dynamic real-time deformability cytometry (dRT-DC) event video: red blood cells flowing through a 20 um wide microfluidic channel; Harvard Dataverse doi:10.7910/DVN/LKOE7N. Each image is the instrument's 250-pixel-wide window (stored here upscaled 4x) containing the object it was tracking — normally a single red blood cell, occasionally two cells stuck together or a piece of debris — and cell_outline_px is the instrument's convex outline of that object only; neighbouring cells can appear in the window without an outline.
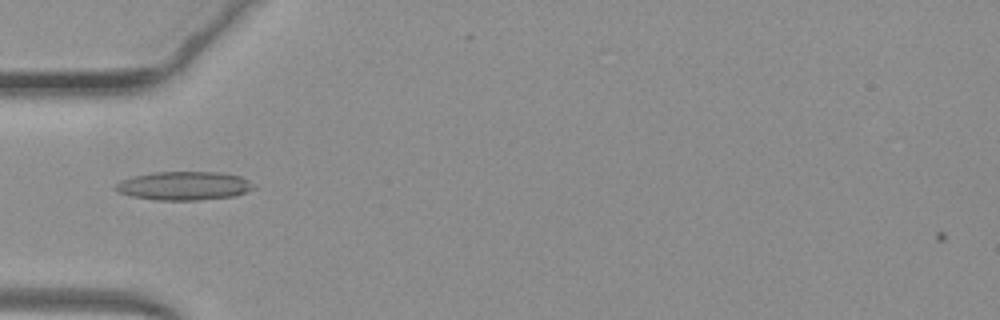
{"species": "common noctule bat (a hibernating species)", "species_latin": "Nyctalus noctula", "temperature_condition": "warm", "stored_images_in_passage": 16, "camera_frame_rate_fps": 3000, "um_per_image_px": 0.085, "animal": {"sex": "female", "body_mass_g": 19.3, "forearm_length_mm": 54.1}, "frame": {"image": 1, "passage_image": 1, "time_ms": 0.0, "image_size_px": [1000, 320], "cell_outline_px": [[256, 188], [232, 196], [196, 200], [156, 200], [128, 196], [112, 188], [120, 180], [132, 176], [152, 172], [220, 172], [240, 176], [256, 184]], "centroid_in_image_um": [15.61, 15.79], "position_along_channel_um": 69.4, "area_um2": 23.18}}
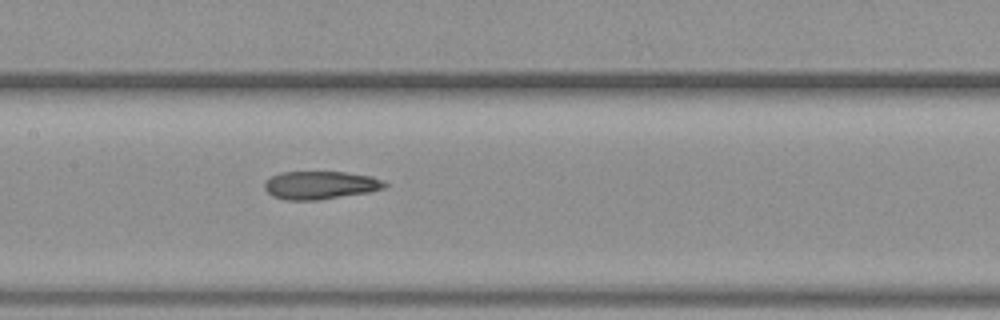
{"frame": {"image": 2, "passage_image": 9, "time_ms": 2.667, "image_size_px": [1000, 320], "cell_outline_px": [[388, 184], [384, 188], [368, 192], [316, 200], [284, 200], [272, 196], [264, 188], [264, 184], [272, 176], [280, 172], [344, 172], [372, 176], [384, 180]], "centroid_in_image_um": [27.23, 15.73], "position_along_channel_um": 180.2, "area_um2": 19.59}}
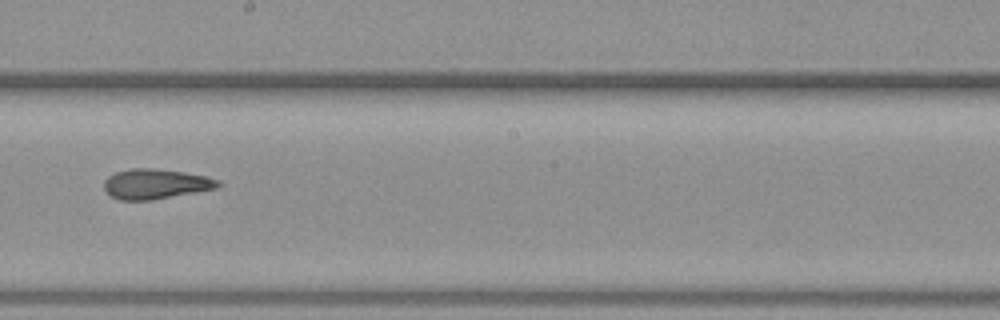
{"frame": {"image": 3, "passage_image": 13, "time_ms": 4.0, "image_size_px": [1000, 320], "cell_outline_px": [[220, 184], [216, 188], [196, 192], [152, 200], [120, 200], [112, 196], [104, 188], [104, 180], [108, 176], [116, 172], [132, 168], [152, 168], [184, 172], [208, 176], [220, 180]], "centroid_in_image_um": [13.23, 15.63], "position_along_channel_um": 235.0, "area_um2": 19.88}}